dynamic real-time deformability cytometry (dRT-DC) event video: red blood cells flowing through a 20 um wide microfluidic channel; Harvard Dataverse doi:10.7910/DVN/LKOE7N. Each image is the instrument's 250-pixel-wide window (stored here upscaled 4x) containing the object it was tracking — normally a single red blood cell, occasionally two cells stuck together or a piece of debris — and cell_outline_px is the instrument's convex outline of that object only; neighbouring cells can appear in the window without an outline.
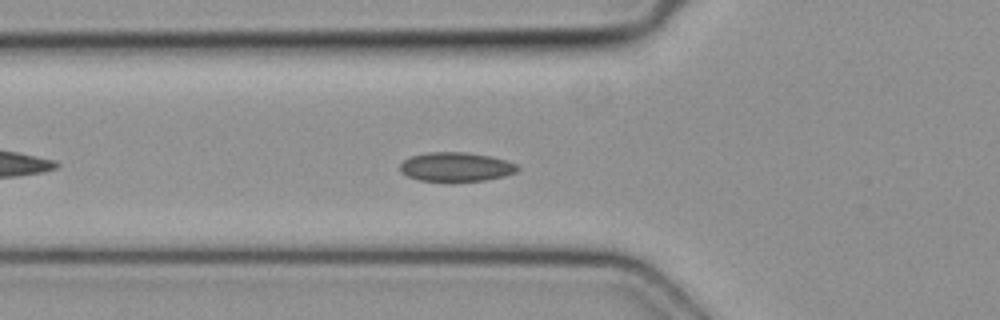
{"species": "common noctule bat (a hibernating species)", "species_latin": "Nyctalus noctula", "temperature_condition": "cold", "stored_images_in_passage": 40, "camera_frame_rate_fps": 3000, "um_per_image_px": 0.085, "animal": {"sex": "female", "body_mass_g": 19.3, "forearm_length_mm": 54.1}, "frame": {"image": 1, "passage_image": 7, "time_ms": 2.0, "image_size_px": [1000, 320], "cell_outline_px": [[520, 168], [516, 172], [504, 176], [484, 180], [420, 180], [408, 176], [400, 172], [400, 164], [404, 160], [412, 156], [428, 152], [464, 152], [492, 156], [516, 164]], "centroid_in_image_um": [38.76, 14.17], "position_along_channel_um": 87.0, "area_um2": 19.59}}
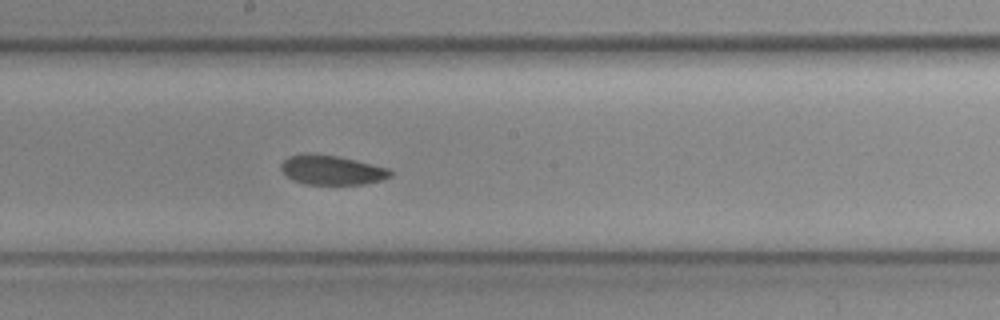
{"frame": {"image": 2, "passage_image": 17, "time_ms": 5.333, "image_size_px": [1000, 320], "cell_outline_px": [[392, 176], [380, 180], [364, 184], [304, 184], [292, 180], [280, 168], [280, 164], [288, 156], [308, 152], [340, 156], [388, 168], [392, 172]], "centroid_in_image_um": [28.17, 14.43], "position_along_channel_um": 220.0, "area_um2": 18.9}}
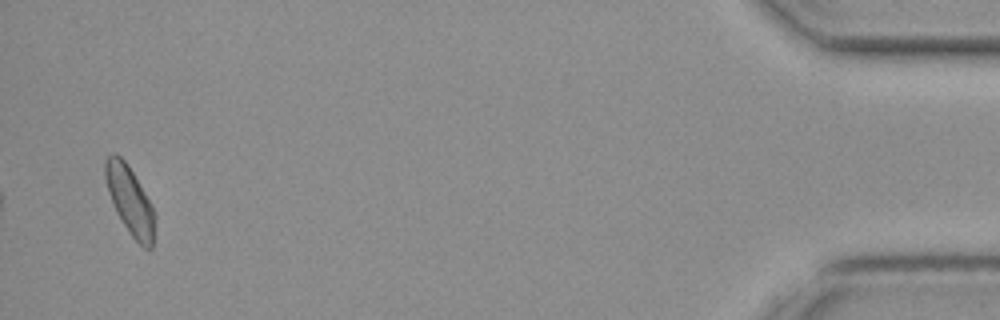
{"frame": {"image": 3, "passage_image": 39, "time_ms": 12.667, "image_size_px": [1000, 320], "cell_outline_px": [[156, 220], [152, 248], [148, 252], [132, 236], [116, 212], [112, 204], [108, 192], [104, 176], [104, 160], [108, 156], [120, 156], [128, 164], [152, 204], [156, 216]], "centroid_in_image_um": [11.07, 17.07], "position_along_channel_um": 424.1, "area_um2": 19.83}}